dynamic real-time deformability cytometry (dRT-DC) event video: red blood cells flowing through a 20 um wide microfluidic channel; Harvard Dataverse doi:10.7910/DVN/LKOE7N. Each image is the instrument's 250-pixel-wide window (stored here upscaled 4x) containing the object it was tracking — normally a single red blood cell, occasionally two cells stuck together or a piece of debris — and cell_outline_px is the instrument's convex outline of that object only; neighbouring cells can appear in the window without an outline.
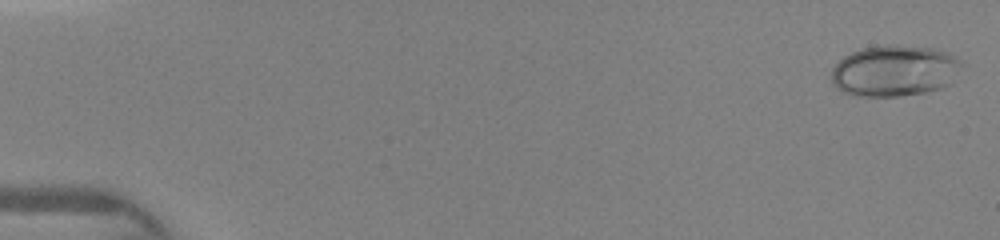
{"species": "human", "species_latin": "Homo sapiens", "temperature_condition": "warm", "stored_images_in_passage": 45, "camera_frame_rate_fps": 3000, "um_per_image_px": 0.085, "donor": {"sex": "female"}, "frame": {"image": 1, "passage_image": 1, "time_ms": 0.0, "image_size_px": [1000, 240], "cell_outline_px": [[968, 64], [952, 84], [940, 88], [924, 92], [900, 96], [852, 96], [836, 88], [832, 84], [832, 68], [844, 56], [860, 48], [884, 44], [892, 44], [932, 48], [948, 52]], "centroid_in_image_um": [76.11, 6.01], "position_along_channel_um": 8.9, "area_um2": 39.77}}
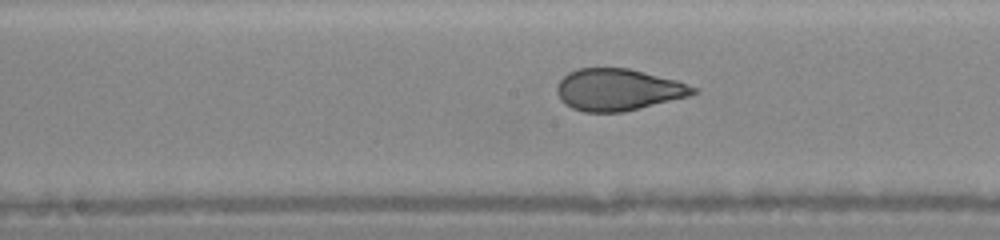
{"frame": {"image": 2, "passage_image": 23, "time_ms": 7.667, "image_size_px": [1000, 240], "cell_outline_px": [[700, 92], [688, 96], [624, 112], [584, 112], [572, 108], [564, 104], [560, 100], [556, 92], [556, 88], [560, 80], [568, 72], [580, 68], [628, 68], [676, 80], [700, 88]], "centroid_in_image_um": [52.54, 7.63], "position_along_channel_um": 195.7, "area_um2": 33.29}}
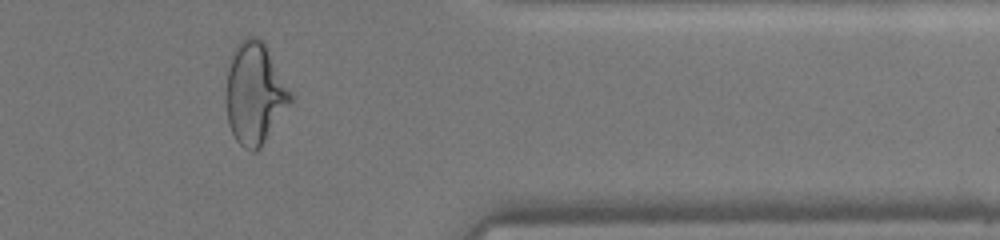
{"frame": {"image": 3, "passage_image": 38, "time_ms": 12.333, "image_size_px": [1000, 240], "cell_outline_px": [[292, 100], [260, 148], [256, 152], [252, 152], [244, 148], [236, 140], [228, 124], [224, 100], [224, 92], [232, 52], [236, 44], [244, 36], [256, 36], [264, 44], [292, 92]], "centroid_in_image_um": [21.61, 7.95], "position_along_channel_um": 389.8, "area_um2": 38.21}}